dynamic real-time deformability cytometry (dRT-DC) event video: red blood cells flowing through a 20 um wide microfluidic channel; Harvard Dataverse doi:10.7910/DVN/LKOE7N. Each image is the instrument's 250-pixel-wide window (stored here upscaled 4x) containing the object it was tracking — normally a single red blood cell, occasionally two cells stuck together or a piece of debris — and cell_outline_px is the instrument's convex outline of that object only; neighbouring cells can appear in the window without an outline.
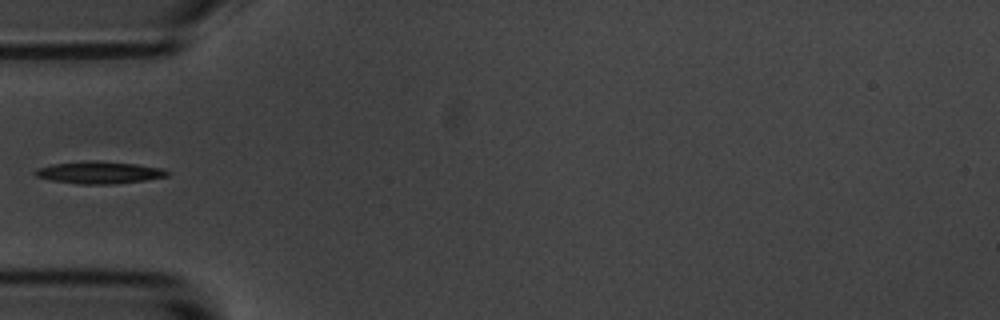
{"species": "common noctule bat (a hibernating species)", "species_latin": "Nyctalus noctula", "temperature_condition": "room temperature", "stored_images_in_passage": 2, "camera_frame_rate_fps": 3000, "um_per_image_px": 0.085, "animal": {"sex": "male", "body_mass_g": 20.1, "forearm_length_mm": 53.5}, "frame": {"image": 1, "passage_image": 2, "time_ms": 1.0, "image_size_px": [1000, 320], "cell_outline_px": [[168, 176], [144, 180], [112, 184], [76, 184], [52, 180], [36, 176], [32, 172], [36, 168], [52, 164], [92, 160], [96, 160], [136, 164], [160, 168], [168, 172]], "centroid_in_image_um": [8.37, 14.66], "position_along_channel_um": 76.6, "area_um2": 16.99}}